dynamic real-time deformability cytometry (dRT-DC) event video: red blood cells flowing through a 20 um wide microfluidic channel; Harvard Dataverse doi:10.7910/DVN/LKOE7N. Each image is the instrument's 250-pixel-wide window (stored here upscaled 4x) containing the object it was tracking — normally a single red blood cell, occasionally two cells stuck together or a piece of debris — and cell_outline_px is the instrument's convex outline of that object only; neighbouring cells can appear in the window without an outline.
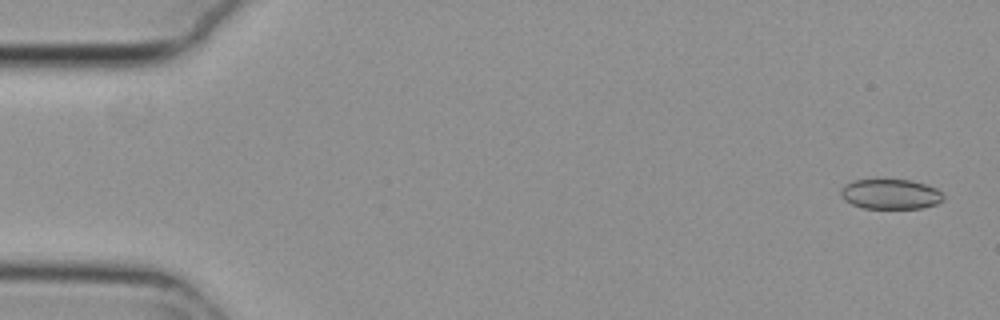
{"species": "common noctule bat (a hibernating species)", "species_latin": "Nyctalus noctula", "temperature_condition": "cold", "stored_images_in_passage": 13, "camera_frame_rate_fps": 3000, "um_per_image_px": 0.085, "animal": {"sex": "female", "body_mass_g": 29.2, "forearm_length_mm": 56.3}, "frame": {"image": 1, "passage_image": 2, "time_ms": 0.333, "image_size_px": [1000, 320], "cell_outline_px": [[944, 200], [936, 204], [920, 208], [864, 208], [852, 204], [844, 200], [840, 196], [840, 188], [844, 184], [852, 180], [876, 176], [880, 176], [912, 180], [936, 188], [944, 196]], "centroid_in_image_um": [75.62, 16.43], "position_along_channel_um": 9.4, "area_um2": 18.9}}